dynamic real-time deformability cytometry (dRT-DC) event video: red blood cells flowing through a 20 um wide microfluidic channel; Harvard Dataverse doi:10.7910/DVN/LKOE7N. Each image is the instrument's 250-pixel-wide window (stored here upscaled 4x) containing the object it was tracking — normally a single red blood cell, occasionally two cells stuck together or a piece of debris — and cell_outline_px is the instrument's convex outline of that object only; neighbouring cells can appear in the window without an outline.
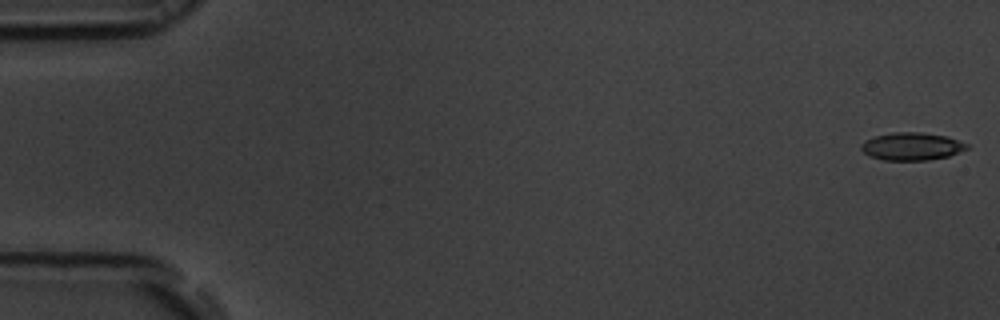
{"species": "common noctule bat (a hibernating species)", "species_latin": "Nyctalus noctula", "temperature_condition": "room temperature", "stored_images_in_passage": 56, "camera_frame_rate_fps": 3000, "um_per_image_px": 0.085, "animal": {"sex": "male", "body_mass_g": 19.5, "forearm_length_mm": 54.6}, "frame": {"image": 1, "passage_image": 1, "time_ms": 0.0, "image_size_px": [1000, 320], "cell_outline_px": [[968, 148], [948, 156], [928, 160], [884, 160], [868, 156], [860, 148], [860, 144], [864, 140], [876, 136], [892, 132], [920, 132], [948, 136], [968, 144]], "centroid_in_image_um": [77.47, 12.44], "position_along_channel_um": 7.5, "area_um2": 17.11}}
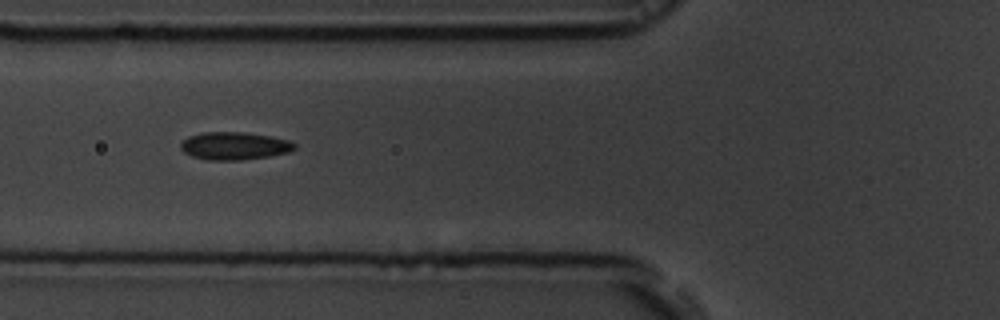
{"frame": {"image": 2, "passage_image": 21, "time_ms": 6.667, "image_size_px": [1000, 320], "cell_outline_px": [[296, 148], [288, 152], [272, 156], [240, 160], [208, 160], [192, 156], [184, 152], [180, 148], [180, 144], [188, 136], [204, 132], [244, 132], [272, 136], [288, 140], [296, 144]], "centroid_in_image_um": [19.93, 12.4], "position_along_channel_um": 105.9, "area_um2": 18.5}}
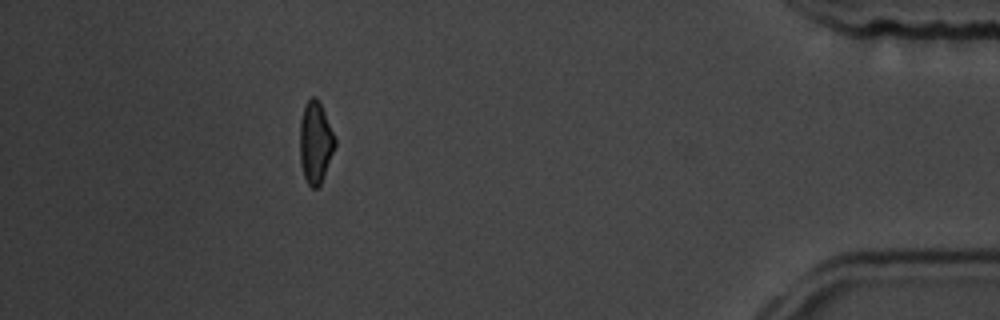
{"frame": {"image": 3, "passage_image": 50, "time_ms": 16.333, "image_size_px": [1000, 320], "cell_outline_px": [[336, 144], [324, 176], [320, 184], [316, 188], [312, 188], [308, 184], [304, 176], [300, 164], [300, 120], [304, 108], [308, 100], [312, 96], [316, 96], [320, 100], [336, 140]], "centroid_in_image_um": [26.81, 12.09], "position_along_channel_um": 408.4, "area_um2": 16.76}, "authors_computed_cell_mechanics": {"area_um2": 17.8891, "velocity_mm_per_s": 3.6807, "shape_relaxation_time_tau1_ms": null, "shape_relaxation_time_tau2_ms": 4.9809, "deformation_change_tau1": null, "deformation_change_tau2": 0.1207}}